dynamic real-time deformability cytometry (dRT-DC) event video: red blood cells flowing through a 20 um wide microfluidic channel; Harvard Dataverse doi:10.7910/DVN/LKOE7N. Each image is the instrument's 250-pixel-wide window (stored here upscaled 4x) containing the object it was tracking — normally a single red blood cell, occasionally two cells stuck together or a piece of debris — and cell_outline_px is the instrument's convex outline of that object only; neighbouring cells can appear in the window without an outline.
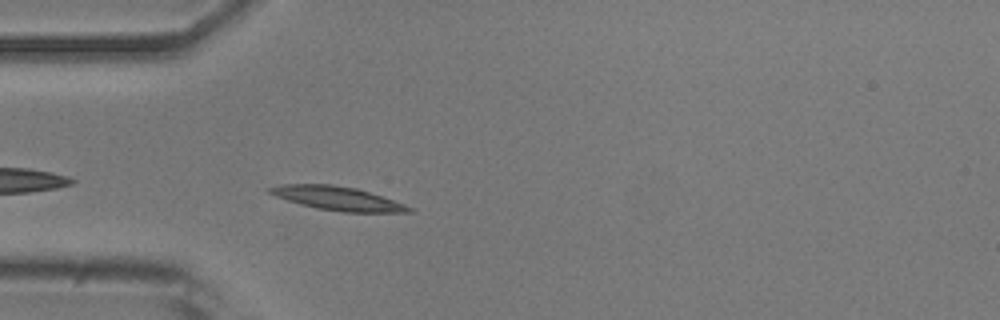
{"species": "common noctule bat (a hibernating species)", "species_latin": "Nyctalus noctula", "temperature_condition": "room temperature", "stored_images_in_passage": 40, "camera_frame_rate_fps": 3000, "um_per_image_px": 0.085, "animal": {"sex": "male", "body_mass_g": 20.5, "forearm_length_mm": 52.5}, "frame": {"image": 1, "passage_image": 3, "time_ms": 0.667, "image_size_px": [1000, 320], "cell_outline_px": [[412, 212], [344, 212], [316, 208], [300, 204], [276, 196], [268, 192], [264, 188], [280, 184], [332, 184], [356, 188], [404, 204], [412, 208]], "centroid_in_image_um": [28.62, 16.85], "position_along_channel_um": 56.4, "area_um2": 19.07}}
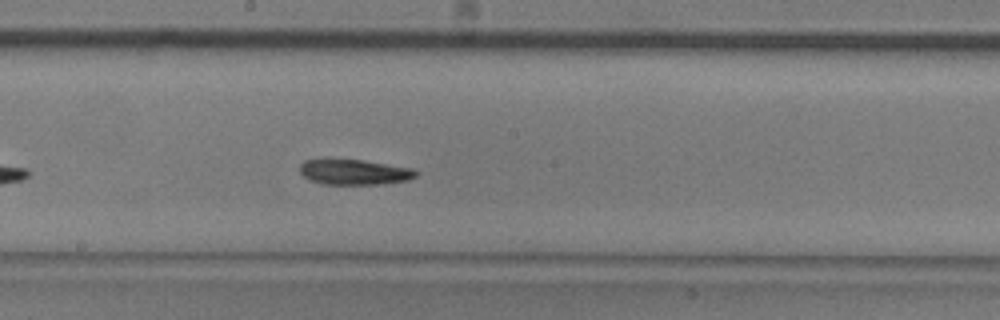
{"frame": {"image": 2, "passage_image": 16, "time_ms": 5.0, "image_size_px": [1000, 320], "cell_outline_px": [[420, 172], [416, 176], [408, 180], [380, 184], [324, 184], [308, 180], [300, 172], [300, 164], [304, 160], [364, 160], [412, 168]], "centroid_in_image_um": [30.14, 14.63], "position_along_channel_um": 218.1, "area_um2": 17.05}}
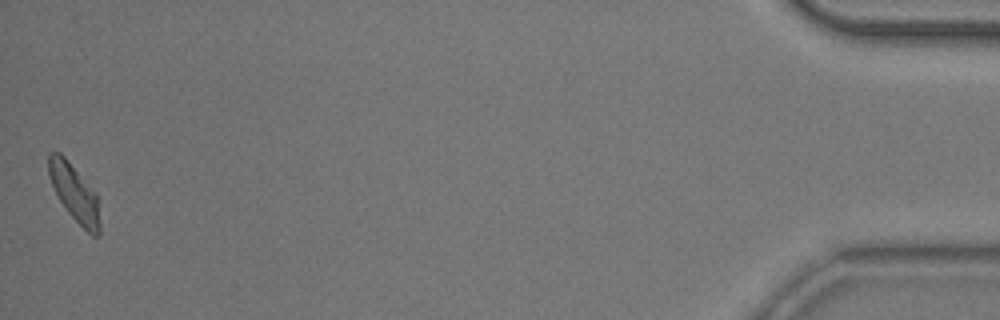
{"frame": {"image": 3, "passage_image": 40, "time_ms": 13.0, "image_size_px": [1000, 320], "cell_outline_px": [[100, 236], [92, 236], [68, 212], [60, 200], [52, 184], [48, 172], [48, 152], [60, 152], [64, 156], [96, 192], [100, 224]], "centroid_in_image_um": [6.34, 16.39], "position_along_channel_um": 428.9, "area_um2": 16.76}, "authors_computed_cell_mechanics": {"area_um2": 17.5423, "velocity_mm_per_s": 3.8269, "shape_relaxation_time_tau1_ms": 6.9493, "shape_relaxation_time_tau2_ms": 3.148, "deformation_change_tau1": 0.1878, "deformation_change_tau2": 0.096}}